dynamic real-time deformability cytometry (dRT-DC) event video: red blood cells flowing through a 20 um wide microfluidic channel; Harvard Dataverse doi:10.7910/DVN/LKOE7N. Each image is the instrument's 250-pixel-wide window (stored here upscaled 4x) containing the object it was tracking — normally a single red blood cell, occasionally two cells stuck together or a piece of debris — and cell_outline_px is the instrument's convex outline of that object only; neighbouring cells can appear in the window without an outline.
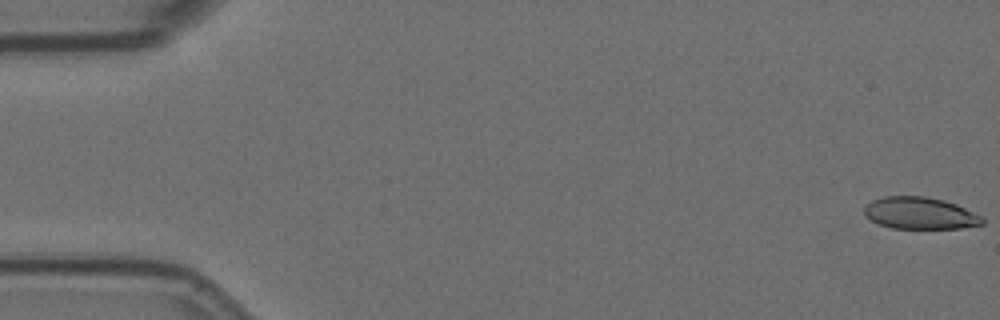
{"species": "Egyptian fruit bat (a non-hibernating species)", "species_latin": "Rousettus aegyptiacus", "temperature_condition": "room temperature", "stored_images_in_passage": 6, "camera_frame_rate_fps": 3000, "um_per_image_px": 0.085, "animal": {"sex": "female"}, "frame": {"image": 1, "passage_image": 1, "time_ms": 0.0, "image_size_px": [1000, 320], "cell_outline_px": [[984, 224], [960, 228], [892, 228], [880, 224], [872, 220], [864, 212], [864, 204], [872, 200], [884, 196], [924, 196], [944, 200], [956, 204], [980, 216], [984, 220]], "centroid_in_image_um": [78.18, 18.11], "position_along_channel_um": 6.8, "area_um2": 21.79}}
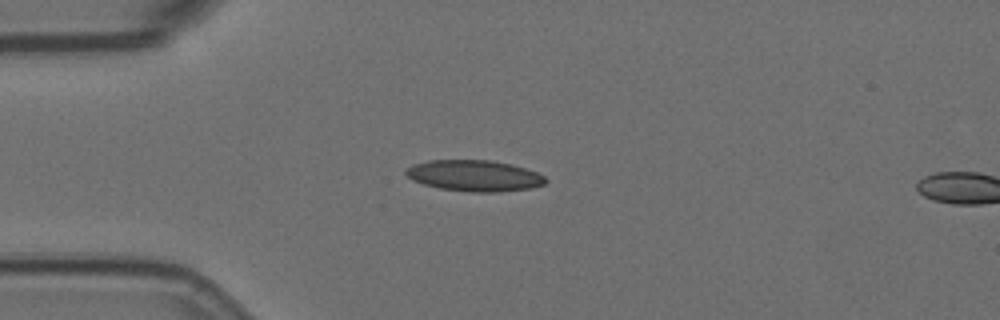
{"frame": {"image": 2, "passage_image": 5, "time_ms": 1.333, "image_size_px": [1000, 320], "cell_outline_px": [[548, 180], [544, 184], [528, 188], [500, 192], [472, 192], [440, 188], [424, 184], [412, 180], [404, 172], [404, 168], [412, 164], [428, 160], [492, 160], [512, 164], [536, 172], [544, 176]], "centroid_in_image_um": [40.29, 14.92], "position_along_channel_um": 44.7, "area_um2": 25.37}}